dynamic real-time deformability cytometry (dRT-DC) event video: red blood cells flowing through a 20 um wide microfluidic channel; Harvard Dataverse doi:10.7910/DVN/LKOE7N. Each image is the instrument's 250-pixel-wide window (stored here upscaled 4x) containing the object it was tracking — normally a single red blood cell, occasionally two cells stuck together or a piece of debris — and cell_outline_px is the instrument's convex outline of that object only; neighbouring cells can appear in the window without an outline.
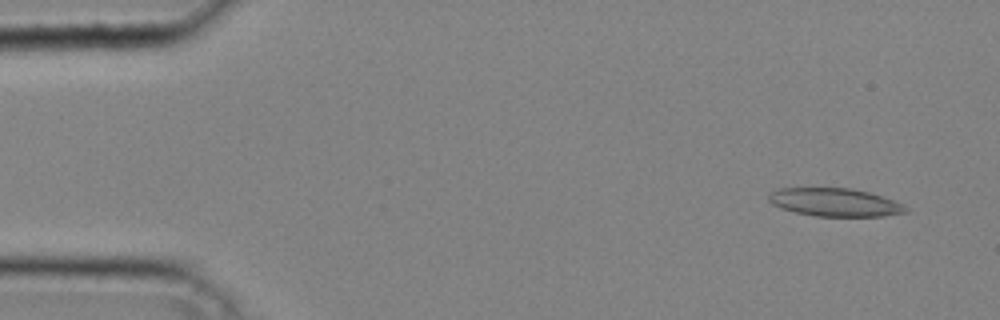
{"species": "common noctule bat (a hibernating species)", "species_latin": "Nyctalus noctula", "temperature_condition": "cold", "stored_images_in_passage": 39, "camera_frame_rate_fps": 3000, "um_per_image_px": 0.085, "animal": {"sex": "male", "body_mass_g": 20.4}, "frame": {"image": 1, "passage_image": 2, "time_ms": 0.333, "image_size_px": [1000, 320], "cell_outline_px": [[908, 212], [884, 216], [816, 216], [796, 212], [780, 208], [772, 204], [768, 200], [768, 196], [772, 192], [780, 188], [852, 188], [868, 192], [892, 200], [908, 208]], "centroid_in_image_um": [70.94, 17.2], "position_along_channel_um": 14.1, "area_um2": 22.25}}
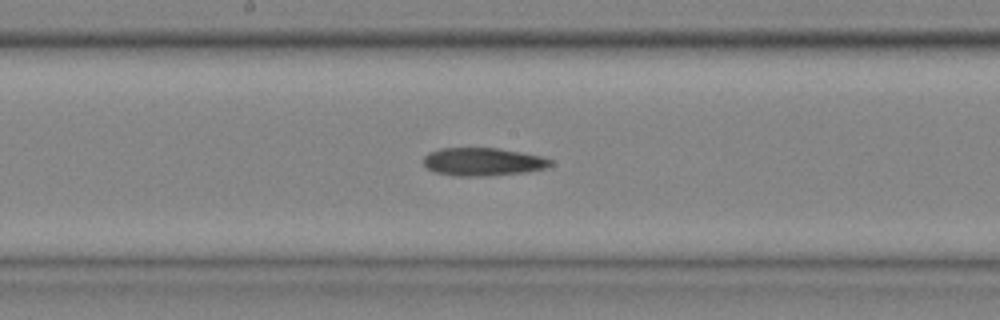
{"frame": {"image": 2, "passage_image": 21, "time_ms": 6.667, "image_size_px": [1000, 320], "cell_outline_px": [[552, 164], [548, 168], [528, 172], [484, 176], [456, 176], [436, 172], [428, 168], [424, 164], [424, 156], [428, 152], [440, 148], [500, 148], [544, 156], [552, 160]], "centroid_in_image_um": [41.1, 13.74], "position_along_channel_um": 207.1, "area_um2": 20.98}}
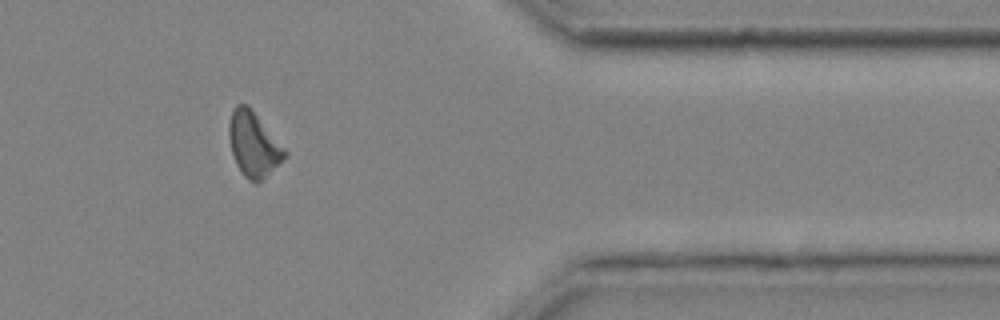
{"frame": {"image": 3, "passage_image": 34, "time_ms": 11.0, "image_size_px": [1000, 320], "cell_outline_px": [[288, 156], [256, 184], [248, 180], [244, 176], [236, 164], [232, 152], [228, 136], [228, 124], [232, 112], [236, 104], [248, 104], [288, 152]], "centroid_in_image_um": [21.54, 12.26], "position_along_channel_um": 389.9, "area_um2": 20.98}}